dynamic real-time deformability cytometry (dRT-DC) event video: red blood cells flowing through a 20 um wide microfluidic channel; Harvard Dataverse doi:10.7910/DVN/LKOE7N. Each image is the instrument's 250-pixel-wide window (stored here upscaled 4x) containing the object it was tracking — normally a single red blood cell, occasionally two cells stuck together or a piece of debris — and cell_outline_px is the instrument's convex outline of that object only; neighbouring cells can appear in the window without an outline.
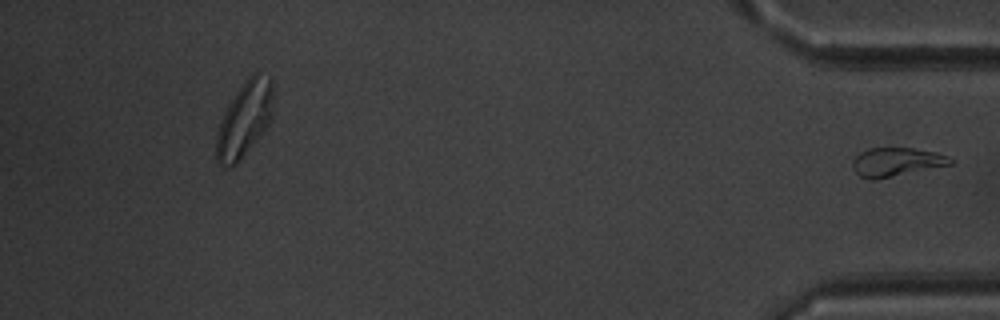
{"species": "common noctule bat (a hibernating species)", "species_latin": "Nyctalus noctula", "temperature_condition": "warm", "stored_images_in_passage": 38, "segment_of_instrument_passage": [2, 2], "camera_frame_rate_fps": 3000, "um_per_image_px": 0.085, "animal": {"sex": "male", "body_mass_g": 20.1, "forearm_length_mm": 53.5}, "frame": {"image": 1, "passage_image": 38, "time_ms": 12.333, "image_size_px": [1000, 320], "cell_outline_px": [[956, 160], [952, 164], [876, 180], [868, 180], [860, 176], [852, 168], [852, 160], [860, 152], [868, 148], [912, 148], [936, 152], [948, 156]], "centroid_in_image_um": [76.18, 13.77], "position_along_channel_um": 359.0, "area_um2": 16.53}}